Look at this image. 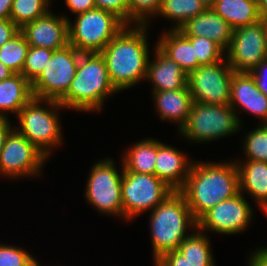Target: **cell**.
Listing matches in <instances>:
<instances>
[{
  "instance_id": "obj_1",
  "label": "cell",
  "mask_w": 267,
  "mask_h": 266,
  "mask_svg": "<svg viewBox=\"0 0 267 266\" xmlns=\"http://www.w3.org/2000/svg\"><path fill=\"white\" fill-rule=\"evenodd\" d=\"M150 30L149 25H125L100 52L110 81L119 93L145 83L153 51L148 37Z\"/></svg>"
},
{
  "instance_id": "obj_2",
  "label": "cell",
  "mask_w": 267,
  "mask_h": 266,
  "mask_svg": "<svg viewBox=\"0 0 267 266\" xmlns=\"http://www.w3.org/2000/svg\"><path fill=\"white\" fill-rule=\"evenodd\" d=\"M218 161L195 159L185 185L179 191L196 221L219 202L239 193V175L234 158Z\"/></svg>"
},
{
  "instance_id": "obj_3",
  "label": "cell",
  "mask_w": 267,
  "mask_h": 266,
  "mask_svg": "<svg viewBox=\"0 0 267 266\" xmlns=\"http://www.w3.org/2000/svg\"><path fill=\"white\" fill-rule=\"evenodd\" d=\"M118 93L110 81L104 57L100 53H82L75 77L59 103L65 111L99 114L109 97Z\"/></svg>"
},
{
  "instance_id": "obj_4",
  "label": "cell",
  "mask_w": 267,
  "mask_h": 266,
  "mask_svg": "<svg viewBox=\"0 0 267 266\" xmlns=\"http://www.w3.org/2000/svg\"><path fill=\"white\" fill-rule=\"evenodd\" d=\"M148 214L153 264L164 254L177 250L197 228V221L179 191L173 192Z\"/></svg>"
},
{
  "instance_id": "obj_5",
  "label": "cell",
  "mask_w": 267,
  "mask_h": 266,
  "mask_svg": "<svg viewBox=\"0 0 267 266\" xmlns=\"http://www.w3.org/2000/svg\"><path fill=\"white\" fill-rule=\"evenodd\" d=\"M63 110L65 108L58 101L33 97L15 117L14 128L51 159L65 142L60 118Z\"/></svg>"
},
{
  "instance_id": "obj_6",
  "label": "cell",
  "mask_w": 267,
  "mask_h": 266,
  "mask_svg": "<svg viewBox=\"0 0 267 266\" xmlns=\"http://www.w3.org/2000/svg\"><path fill=\"white\" fill-rule=\"evenodd\" d=\"M245 125H241L230 104L214 105L193 101L187 123L178 136L189 144L204 145L239 135L240 131L244 132L242 128Z\"/></svg>"
},
{
  "instance_id": "obj_7",
  "label": "cell",
  "mask_w": 267,
  "mask_h": 266,
  "mask_svg": "<svg viewBox=\"0 0 267 266\" xmlns=\"http://www.w3.org/2000/svg\"><path fill=\"white\" fill-rule=\"evenodd\" d=\"M119 159L120 169L111 156L94 161L86 177L83 195L86 203L98 214L123 221L121 182L124 167Z\"/></svg>"
},
{
  "instance_id": "obj_8",
  "label": "cell",
  "mask_w": 267,
  "mask_h": 266,
  "mask_svg": "<svg viewBox=\"0 0 267 266\" xmlns=\"http://www.w3.org/2000/svg\"><path fill=\"white\" fill-rule=\"evenodd\" d=\"M73 20L68 19L69 44L81 53H100L126 25L100 8L77 14Z\"/></svg>"
},
{
  "instance_id": "obj_9",
  "label": "cell",
  "mask_w": 267,
  "mask_h": 266,
  "mask_svg": "<svg viewBox=\"0 0 267 266\" xmlns=\"http://www.w3.org/2000/svg\"><path fill=\"white\" fill-rule=\"evenodd\" d=\"M173 192L175 191L156 175L123 171V223H132L144 213L153 211Z\"/></svg>"
},
{
  "instance_id": "obj_10",
  "label": "cell",
  "mask_w": 267,
  "mask_h": 266,
  "mask_svg": "<svg viewBox=\"0 0 267 266\" xmlns=\"http://www.w3.org/2000/svg\"><path fill=\"white\" fill-rule=\"evenodd\" d=\"M48 160L38 148L14 128L0 153V178L4 177L7 181L40 179L44 176L42 171Z\"/></svg>"
},
{
  "instance_id": "obj_11",
  "label": "cell",
  "mask_w": 267,
  "mask_h": 266,
  "mask_svg": "<svg viewBox=\"0 0 267 266\" xmlns=\"http://www.w3.org/2000/svg\"><path fill=\"white\" fill-rule=\"evenodd\" d=\"M81 54L70 44L55 50L44 70L31 83L33 97L59 102L75 77Z\"/></svg>"
},
{
  "instance_id": "obj_12",
  "label": "cell",
  "mask_w": 267,
  "mask_h": 266,
  "mask_svg": "<svg viewBox=\"0 0 267 266\" xmlns=\"http://www.w3.org/2000/svg\"><path fill=\"white\" fill-rule=\"evenodd\" d=\"M240 192L223 200L207 211L198 221L197 228L207 233L236 236L249 230L254 223V207L251 201Z\"/></svg>"
},
{
  "instance_id": "obj_13",
  "label": "cell",
  "mask_w": 267,
  "mask_h": 266,
  "mask_svg": "<svg viewBox=\"0 0 267 266\" xmlns=\"http://www.w3.org/2000/svg\"><path fill=\"white\" fill-rule=\"evenodd\" d=\"M233 70L226 57L214 64L200 65L188 74L187 85L194 102L229 105Z\"/></svg>"
},
{
  "instance_id": "obj_14",
  "label": "cell",
  "mask_w": 267,
  "mask_h": 266,
  "mask_svg": "<svg viewBox=\"0 0 267 266\" xmlns=\"http://www.w3.org/2000/svg\"><path fill=\"white\" fill-rule=\"evenodd\" d=\"M234 72L250 73L267 58V28L261 19L257 23L233 30L231 44L225 52Z\"/></svg>"
},
{
  "instance_id": "obj_15",
  "label": "cell",
  "mask_w": 267,
  "mask_h": 266,
  "mask_svg": "<svg viewBox=\"0 0 267 266\" xmlns=\"http://www.w3.org/2000/svg\"><path fill=\"white\" fill-rule=\"evenodd\" d=\"M68 17L63 12L50 10L46 15L25 24L20 32L29 46L48 48L53 51L69 44Z\"/></svg>"
},
{
  "instance_id": "obj_16",
  "label": "cell",
  "mask_w": 267,
  "mask_h": 266,
  "mask_svg": "<svg viewBox=\"0 0 267 266\" xmlns=\"http://www.w3.org/2000/svg\"><path fill=\"white\" fill-rule=\"evenodd\" d=\"M229 104L238 115L241 125L245 122L241 117L242 112L258 118L257 124H267V96L259 91L251 73L233 72Z\"/></svg>"
},
{
  "instance_id": "obj_17",
  "label": "cell",
  "mask_w": 267,
  "mask_h": 266,
  "mask_svg": "<svg viewBox=\"0 0 267 266\" xmlns=\"http://www.w3.org/2000/svg\"><path fill=\"white\" fill-rule=\"evenodd\" d=\"M159 140L157 139L155 175L174 191H180L195 159L189 157L184 150Z\"/></svg>"
},
{
  "instance_id": "obj_18",
  "label": "cell",
  "mask_w": 267,
  "mask_h": 266,
  "mask_svg": "<svg viewBox=\"0 0 267 266\" xmlns=\"http://www.w3.org/2000/svg\"><path fill=\"white\" fill-rule=\"evenodd\" d=\"M151 49L153 51L148 61L145 80L151 84V92L178 90L186 87L188 75L177 62L168 57L156 42L152 44Z\"/></svg>"
},
{
  "instance_id": "obj_19",
  "label": "cell",
  "mask_w": 267,
  "mask_h": 266,
  "mask_svg": "<svg viewBox=\"0 0 267 266\" xmlns=\"http://www.w3.org/2000/svg\"><path fill=\"white\" fill-rule=\"evenodd\" d=\"M156 116L162 122L174 123L177 134L186 125L193 103L188 85L178 90L150 92Z\"/></svg>"
},
{
  "instance_id": "obj_20",
  "label": "cell",
  "mask_w": 267,
  "mask_h": 266,
  "mask_svg": "<svg viewBox=\"0 0 267 266\" xmlns=\"http://www.w3.org/2000/svg\"><path fill=\"white\" fill-rule=\"evenodd\" d=\"M186 37H206L217 43L225 52L231 44L232 27L211 7L188 19L180 28Z\"/></svg>"
},
{
  "instance_id": "obj_21",
  "label": "cell",
  "mask_w": 267,
  "mask_h": 266,
  "mask_svg": "<svg viewBox=\"0 0 267 266\" xmlns=\"http://www.w3.org/2000/svg\"><path fill=\"white\" fill-rule=\"evenodd\" d=\"M239 175V192L246 195L267 217V162L234 160Z\"/></svg>"
},
{
  "instance_id": "obj_22",
  "label": "cell",
  "mask_w": 267,
  "mask_h": 266,
  "mask_svg": "<svg viewBox=\"0 0 267 266\" xmlns=\"http://www.w3.org/2000/svg\"><path fill=\"white\" fill-rule=\"evenodd\" d=\"M162 29V33L157 34L155 40L157 46L177 64L188 75L194 71L200 64L194 52L190 40L179 30Z\"/></svg>"
},
{
  "instance_id": "obj_23",
  "label": "cell",
  "mask_w": 267,
  "mask_h": 266,
  "mask_svg": "<svg viewBox=\"0 0 267 266\" xmlns=\"http://www.w3.org/2000/svg\"><path fill=\"white\" fill-rule=\"evenodd\" d=\"M32 98L31 83L22 74L0 81V118L16 117Z\"/></svg>"
},
{
  "instance_id": "obj_24",
  "label": "cell",
  "mask_w": 267,
  "mask_h": 266,
  "mask_svg": "<svg viewBox=\"0 0 267 266\" xmlns=\"http://www.w3.org/2000/svg\"><path fill=\"white\" fill-rule=\"evenodd\" d=\"M121 153L123 171L155 175V161L157 158L156 138H142L124 148Z\"/></svg>"
},
{
  "instance_id": "obj_25",
  "label": "cell",
  "mask_w": 267,
  "mask_h": 266,
  "mask_svg": "<svg viewBox=\"0 0 267 266\" xmlns=\"http://www.w3.org/2000/svg\"><path fill=\"white\" fill-rule=\"evenodd\" d=\"M211 8L233 30L255 24L262 19L256 0H215Z\"/></svg>"
},
{
  "instance_id": "obj_26",
  "label": "cell",
  "mask_w": 267,
  "mask_h": 266,
  "mask_svg": "<svg viewBox=\"0 0 267 266\" xmlns=\"http://www.w3.org/2000/svg\"><path fill=\"white\" fill-rule=\"evenodd\" d=\"M211 237L196 228L177 248L192 266H217Z\"/></svg>"
},
{
  "instance_id": "obj_27",
  "label": "cell",
  "mask_w": 267,
  "mask_h": 266,
  "mask_svg": "<svg viewBox=\"0 0 267 266\" xmlns=\"http://www.w3.org/2000/svg\"><path fill=\"white\" fill-rule=\"evenodd\" d=\"M207 9L200 0H161L159 12L155 18L169 21L168 29L179 28L190 18L199 15Z\"/></svg>"
},
{
  "instance_id": "obj_28",
  "label": "cell",
  "mask_w": 267,
  "mask_h": 266,
  "mask_svg": "<svg viewBox=\"0 0 267 266\" xmlns=\"http://www.w3.org/2000/svg\"><path fill=\"white\" fill-rule=\"evenodd\" d=\"M246 133V134H245ZM244 158L237 156L234 160H252L267 162V124H256L254 128L244 132L241 137Z\"/></svg>"
},
{
  "instance_id": "obj_29",
  "label": "cell",
  "mask_w": 267,
  "mask_h": 266,
  "mask_svg": "<svg viewBox=\"0 0 267 266\" xmlns=\"http://www.w3.org/2000/svg\"><path fill=\"white\" fill-rule=\"evenodd\" d=\"M53 0H13L10 19L21 29L25 24L46 15Z\"/></svg>"
},
{
  "instance_id": "obj_30",
  "label": "cell",
  "mask_w": 267,
  "mask_h": 266,
  "mask_svg": "<svg viewBox=\"0 0 267 266\" xmlns=\"http://www.w3.org/2000/svg\"><path fill=\"white\" fill-rule=\"evenodd\" d=\"M30 46L19 32L0 47V61L15 74H21Z\"/></svg>"
},
{
  "instance_id": "obj_31",
  "label": "cell",
  "mask_w": 267,
  "mask_h": 266,
  "mask_svg": "<svg viewBox=\"0 0 267 266\" xmlns=\"http://www.w3.org/2000/svg\"><path fill=\"white\" fill-rule=\"evenodd\" d=\"M161 0H129V25H151L156 20Z\"/></svg>"
},
{
  "instance_id": "obj_32",
  "label": "cell",
  "mask_w": 267,
  "mask_h": 266,
  "mask_svg": "<svg viewBox=\"0 0 267 266\" xmlns=\"http://www.w3.org/2000/svg\"><path fill=\"white\" fill-rule=\"evenodd\" d=\"M0 241V266H37L40 262L25 248Z\"/></svg>"
},
{
  "instance_id": "obj_33",
  "label": "cell",
  "mask_w": 267,
  "mask_h": 266,
  "mask_svg": "<svg viewBox=\"0 0 267 266\" xmlns=\"http://www.w3.org/2000/svg\"><path fill=\"white\" fill-rule=\"evenodd\" d=\"M53 52L48 48L30 46L21 74L32 83L44 70Z\"/></svg>"
},
{
  "instance_id": "obj_34",
  "label": "cell",
  "mask_w": 267,
  "mask_h": 266,
  "mask_svg": "<svg viewBox=\"0 0 267 266\" xmlns=\"http://www.w3.org/2000/svg\"><path fill=\"white\" fill-rule=\"evenodd\" d=\"M193 45L200 65H210L225 58V51L215 42L206 37H187Z\"/></svg>"
},
{
  "instance_id": "obj_35",
  "label": "cell",
  "mask_w": 267,
  "mask_h": 266,
  "mask_svg": "<svg viewBox=\"0 0 267 266\" xmlns=\"http://www.w3.org/2000/svg\"><path fill=\"white\" fill-rule=\"evenodd\" d=\"M96 8L114 13L129 25V0H94Z\"/></svg>"
},
{
  "instance_id": "obj_36",
  "label": "cell",
  "mask_w": 267,
  "mask_h": 266,
  "mask_svg": "<svg viewBox=\"0 0 267 266\" xmlns=\"http://www.w3.org/2000/svg\"><path fill=\"white\" fill-rule=\"evenodd\" d=\"M153 266H192L177 250L168 252L159 258Z\"/></svg>"
},
{
  "instance_id": "obj_37",
  "label": "cell",
  "mask_w": 267,
  "mask_h": 266,
  "mask_svg": "<svg viewBox=\"0 0 267 266\" xmlns=\"http://www.w3.org/2000/svg\"><path fill=\"white\" fill-rule=\"evenodd\" d=\"M259 91L267 96V58L260 62L251 72Z\"/></svg>"
},
{
  "instance_id": "obj_38",
  "label": "cell",
  "mask_w": 267,
  "mask_h": 266,
  "mask_svg": "<svg viewBox=\"0 0 267 266\" xmlns=\"http://www.w3.org/2000/svg\"><path fill=\"white\" fill-rule=\"evenodd\" d=\"M20 32V28L10 19L0 20V47Z\"/></svg>"
},
{
  "instance_id": "obj_39",
  "label": "cell",
  "mask_w": 267,
  "mask_h": 266,
  "mask_svg": "<svg viewBox=\"0 0 267 266\" xmlns=\"http://www.w3.org/2000/svg\"><path fill=\"white\" fill-rule=\"evenodd\" d=\"M66 9L69 10L72 16L89 11L96 8L94 0H63Z\"/></svg>"
},
{
  "instance_id": "obj_40",
  "label": "cell",
  "mask_w": 267,
  "mask_h": 266,
  "mask_svg": "<svg viewBox=\"0 0 267 266\" xmlns=\"http://www.w3.org/2000/svg\"><path fill=\"white\" fill-rule=\"evenodd\" d=\"M252 252H248L249 256L246 259V266H267V250L259 245L255 249L250 250Z\"/></svg>"
},
{
  "instance_id": "obj_41",
  "label": "cell",
  "mask_w": 267,
  "mask_h": 266,
  "mask_svg": "<svg viewBox=\"0 0 267 266\" xmlns=\"http://www.w3.org/2000/svg\"><path fill=\"white\" fill-rule=\"evenodd\" d=\"M14 122L9 118H0V153L5 145L6 139L14 129Z\"/></svg>"
},
{
  "instance_id": "obj_42",
  "label": "cell",
  "mask_w": 267,
  "mask_h": 266,
  "mask_svg": "<svg viewBox=\"0 0 267 266\" xmlns=\"http://www.w3.org/2000/svg\"><path fill=\"white\" fill-rule=\"evenodd\" d=\"M12 3L13 0H0V20L10 17Z\"/></svg>"
},
{
  "instance_id": "obj_43",
  "label": "cell",
  "mask_w": 267,
  "mask_h": 266,
  "mask_svg": "<svg viewBox=\"0 0 267 266\" xmlns=\"http://www.w3.org/2000/svg\"><path fill=\"white\" fill-rule=\"evenodd\" d=\"M15 74L9 68H7L1 61H0V81L7 79Z\"/></svg>"
},
{
  "instance_id": "obj_44",
  "label": "cell",
  "mask_w": 267,
  "mask_h": 266,
  "mask_svg": "<svg viewBox=\"0 0 267 266\" xmlns=\"http://www.w3.org/2000/svg\"><path fill=\"white\" fill-rule=\"evenodd\" d=\"M258 12L261 17L267 14V0H256Z\"/></svg>"
},
{
  "instance_id": "obj_45",
  "label": "cell",
  "mask_w": 267,
  "mask_h": 266,
  "mask_svg": "<svg viewBox=\"0 0 267 266\" xmlns=\"http://www.w3.org/2000/svg\"><path fill=\"white\" fill-rule=\"evenodd\" d=\"M202 3H204V5H206V7H211L214 3L215 0H200Z\"/></svg>"
},
{
  "instance_id": "obj_46",
  "label": "cell",
  "mask_w": 267,
  "mask_h": 266,
  "mask_svg": "<svg viewBox=\"0 0 267 266\" xmlns=\"http://www.w3.org/2000/svg\"><path fill=\"white\" fill-rule=\"evenodd\" d=\"M262 20L264 21L266 28H267V14L262 17Z\"/></svg>"
}]
</instances>
